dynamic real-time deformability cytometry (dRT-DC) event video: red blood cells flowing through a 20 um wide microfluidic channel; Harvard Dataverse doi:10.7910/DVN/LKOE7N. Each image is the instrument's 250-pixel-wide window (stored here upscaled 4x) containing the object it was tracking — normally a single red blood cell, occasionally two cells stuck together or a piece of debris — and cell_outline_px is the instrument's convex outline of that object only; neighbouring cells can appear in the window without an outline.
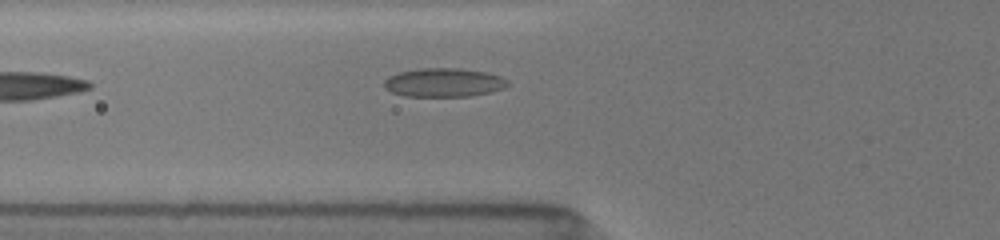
{"species": "common noctule bat (a hibernating species)", "species_latin": "Nyctalus noctula", "temperature_condition": "room temperature", "stored_images_in_passage": 3, "camera_frame_rate_fps": 3000, "um_per_image_px": 0.085, "animal": {"sex": "female", "body_mass_g": 19.5, "forearm_length_mm": 54.1}, "frame": {"image": 1, "passage_image": 3, "time_ms": 1.667, "image_size_px": [1000, 240], "cell_outline_px": [[508, 84], [504, 88], [492, 92], [468, 96], [404, 96], [392, 92], [384, 88], [384, 80], [388, 76], [396, 72], [416, 68], [460, 68], [484, 72], [500, 76], [508, 80]], "centroid_in_image_um": [37.68, 7.0], "position_along_channel_um": 88.1, "area_um2": 20.87}}